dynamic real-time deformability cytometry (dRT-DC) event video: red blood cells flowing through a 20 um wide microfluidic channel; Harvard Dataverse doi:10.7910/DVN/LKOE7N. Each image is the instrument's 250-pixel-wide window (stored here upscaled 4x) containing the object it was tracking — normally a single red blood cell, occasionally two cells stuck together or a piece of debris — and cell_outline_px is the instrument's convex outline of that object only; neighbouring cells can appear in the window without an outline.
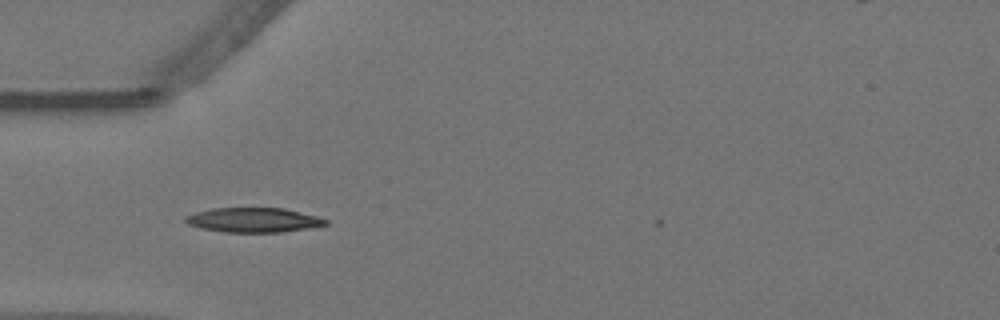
{"species": "Egyptian fruit bat (a non-hibernating species)", "species_latin": "Rousettus aegyptiacus", "temperature_condition": "warm", "stored_images_in_passage": 22, "camera_frame_rate_fps": 3000, "um_per_image_px": 0.085, "animal": {"sex": "female"}, "frame": {"image": 1, "passage_image": 2, "time_ms": 0.333, "image_size_px": [1000, 320], "cell_outline_px": [[328, 224], [280, 232], [224, 232], [200, 228], [188, 224], [184, 220], [184, 216], [196, 212], [212, 208], [284, 208], [320, 216], [328, 220]], "centroid_in_image_um": [21.53, 18.69], "position_along_channel_um": 63.5, "area_um2": 20.06}}
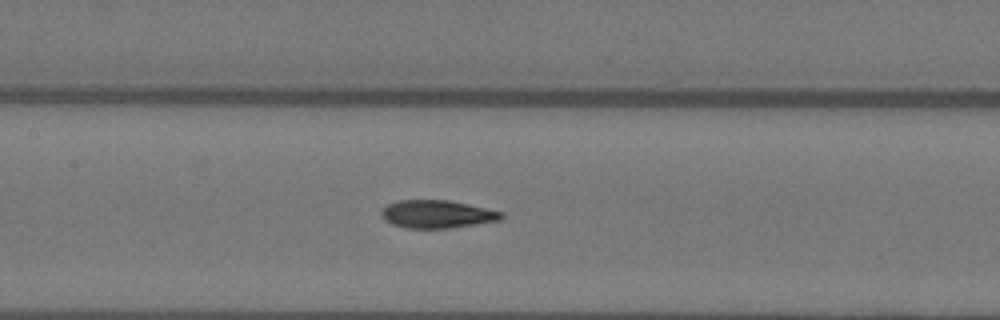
{"frame": {"image": 2, "passage_image": 11, "time_ms": 3.333, "image_size_px": [1000, 320], "cell_outline_px": [[504, 216], [500, 220], [452, 228], [408, 228], [392, 224], [384, 220], [380, 216], [380, 212], [388, 204], [400, 200], [448, 200], [468, 204], [504, 212]], "centroid_in_image_um": [37.15, 18.2], "position_along_channel_um": 170.3, "area_um2": 19.54}}
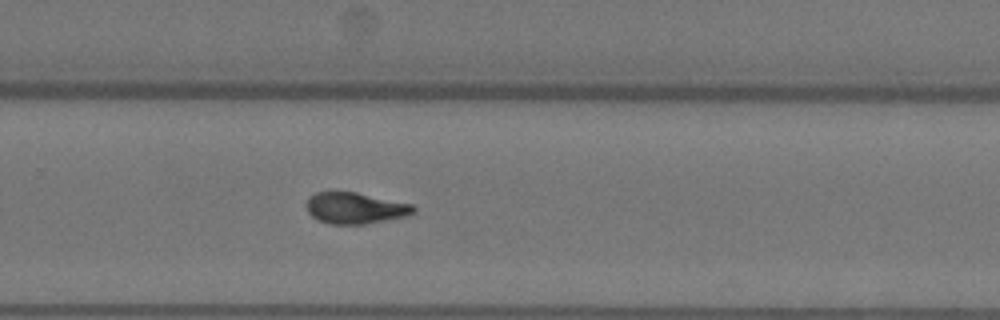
{"frame": {"image": 3, "passage_image": 22, "time_ms": 7.0, "image_size_px": [1000, 320], "cell_outline_px": [[416, 212], [408, 216], [364, 224], [328, 224], [316, 220], [308, 212], [304, 204], [316, 192], [356, 192], [412, 204], [416, 208]], "centroid_in_image_um": [30.19, 17.7], "position_along_channel_um": 299.6, "area_um2": 19.59}}